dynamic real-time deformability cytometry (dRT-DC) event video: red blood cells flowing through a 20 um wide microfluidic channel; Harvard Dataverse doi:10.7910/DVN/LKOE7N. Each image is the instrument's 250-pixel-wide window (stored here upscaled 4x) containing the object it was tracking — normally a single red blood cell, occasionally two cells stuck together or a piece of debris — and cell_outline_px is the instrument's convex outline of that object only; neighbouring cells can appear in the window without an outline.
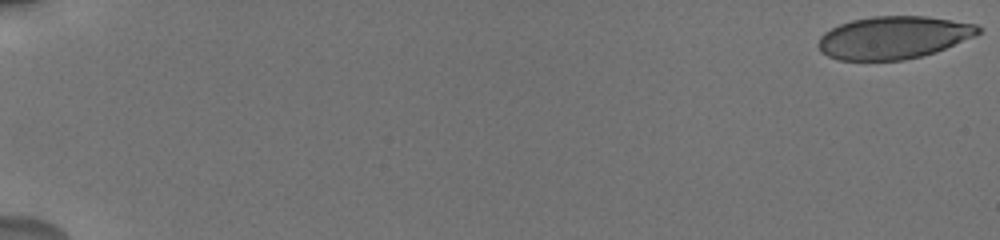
{"species": "human", "species_latin": "Homo sapiens", "temperature_condition": "cold", "stored_images_in_passage": 35, "camera_frame_rate_fps": 3000, "um_per_image_px": 0.085, "donor": {"sex": "male"}, "frame": {"image": 1, "passage_image": 1, "time_ms": 0.0, "image_size_px": [1000, 240], "cell_outline_px": [[984, 28], [976, 36], [936, 52], [904, 60], [836, 60], [820, 52], [816, 44], [820, 36], [824, 32], [840, 24], [852, 20], [872, 16], [924, 16], [976, 24]], "centroid_in_image_um": [75.93, 3.19], "position_along_channel_um": 9.1, "area_um2": 39.94}}
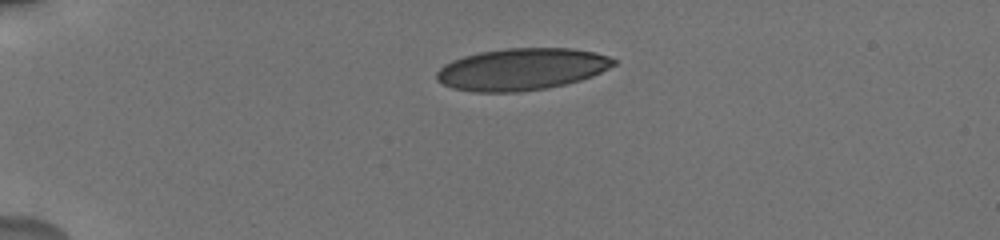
{"frame": {"image": 2, "passage_image": 25, "time_ms": 4.667, "image_size_px": [1000, 240], "cell_outline_px": [[616, 64], [592, 76], [580, 80], [548, 88], [520, 92], [472, 92], [452, 88], [436, 80], [436, 72], [444, 64], [452, 60], [464, 56], [480, 52], [508, 48], [572, 48], [596, 52], [608, 56], [616, 60]], "centroid_in_image_um": [44.33, 5.88], "position_along_channel_um": 40.7, "area_um2": 43.35}}